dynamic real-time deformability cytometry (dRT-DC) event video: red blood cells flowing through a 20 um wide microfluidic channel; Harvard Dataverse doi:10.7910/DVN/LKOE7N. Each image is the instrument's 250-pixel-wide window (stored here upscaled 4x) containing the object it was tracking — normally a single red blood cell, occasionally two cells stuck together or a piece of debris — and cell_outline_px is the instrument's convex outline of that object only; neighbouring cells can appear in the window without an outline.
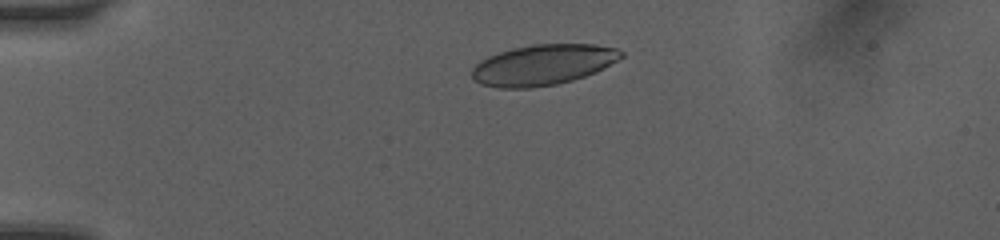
{"species": "human", "species_latin": "Homo sapiens", "temperature_condition": "room temperature", "stored_images_in_passage": 6, "camera_frame_rate_fps": 3000, "um_per_image_px": 0.085, "donor": {"sex": "female"}, "frame": {"image": 1, "passage_image": 3, "time_ms": 1.667, "image_size_px": [1000, 240], "cell_outline_px": [[624, 56], [596, 72], [572, 80], [556, 84], [528, 88], [500, 88], [480, 84], [472, 80], [472, 68], [480, 60], [488, 56], [512, 48], [536, 44], [596, 44], [616, 48], [624, 52]], "centroid_in_image_um": [46.14, 5.51], "position_along_channel_um": 38.9, "area_um2": 35.32}}
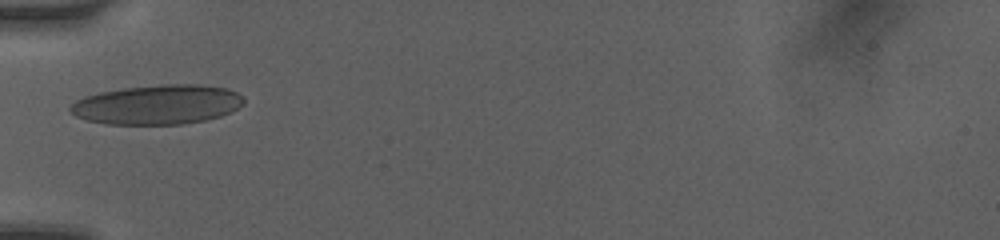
{"frame": {"image": 2, "passage_image": 5, "time_ms": 3.667, "image_size_px": [1000, 240], "cell_outline_px": [[244, 104], [220, 116], [204, 120], [180, 124], [104, 124], [88, 120], [76, 116], [68, 108], [76, 100], [84, 96], [100, 92], [124, 88], [164, 84], [200, 84], [228, 88], [244, 96]], "centroid_in_image_um": [13.39, 8.88], "position_along_channel_um": 71.6, "area_um2": 39.88}}